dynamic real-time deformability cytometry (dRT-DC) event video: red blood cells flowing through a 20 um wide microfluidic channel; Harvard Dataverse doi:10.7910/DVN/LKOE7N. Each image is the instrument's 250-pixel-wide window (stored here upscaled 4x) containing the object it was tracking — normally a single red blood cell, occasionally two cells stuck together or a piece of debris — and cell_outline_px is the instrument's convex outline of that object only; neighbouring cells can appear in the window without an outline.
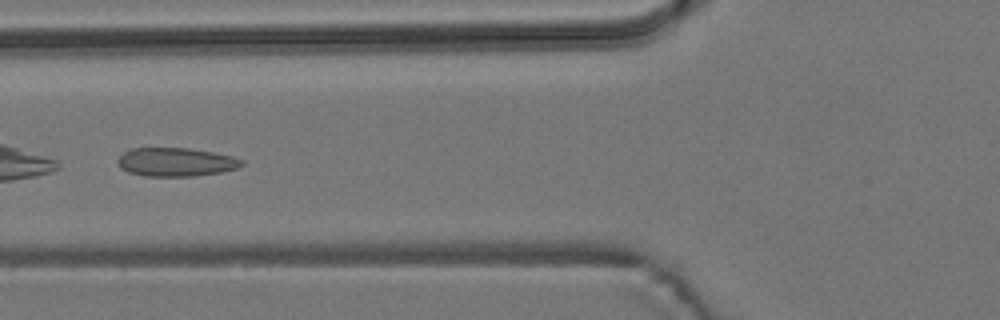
{"species": "common noctule bat (a hibernating species)", "species_latin": "Nyctalus noctula", "temperature_condition": "room temperature", "stored_images_in_passage": 7, "camera_frame_rate_fps": 3000, "um_per_image_px": 0.085, "animal": {"sex": "male", "body_mass_g": 19.2, "forearm_length_mm": 51.8}, "frame": {"image": 1, "passage_image": 5, "time_ms": 4.667, "image_size_px": [1000, 320], "cell_outline_px": [[244, 164], [236, 168], [220, 172], [196, 176], [144, 176], [128, 172], [120, 168], [116, 160], [128, 148], [188, 148], [212, 152], [232, 156], [244, 160]], "centroid_in_image_um": [14.92, 13.77], "position_along_channel_um": 110.9, "area_um2": 20.75}}
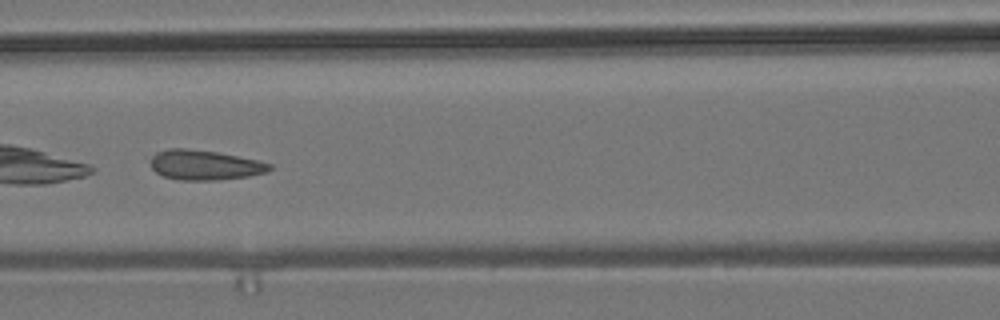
{"frame": {"image": 2, "passage_image": 6, "time_ms": 5.667, "image_size_px": [1000, 320], "cell_outline_px": [[272, 168], [268, 172], [248, 176], [216, 180], [180, 180], [164, 176], [156, 172], [152, 168], [152, 156], [156, 152], [168, 148], [184, 148], [216, 152], [256, 160], [272, 164]], "centroid_in_image_um": [17.4, 14.03], "position_along_channel_um": 149.2, "area_um2": 20.52}}
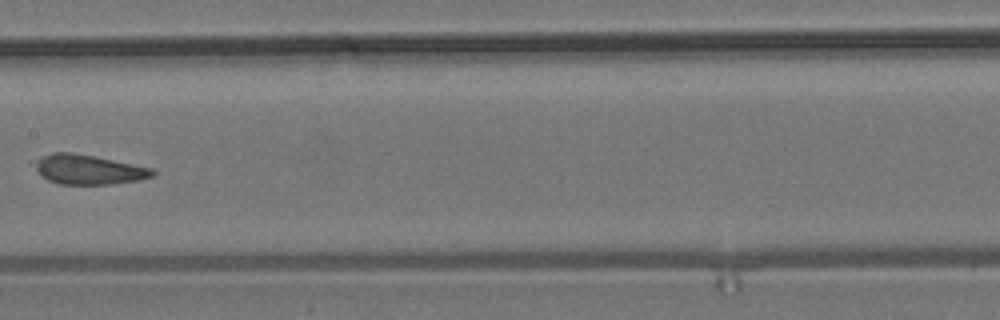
{"frame": {"image": 3, "passage_image": 7, "time_ms": 7.0, "image_size_px": [1000, 320], "cell_outline_px": [[156, 172], [152, 176], [140, 180], [108, 184], [60, 184], [48, 180], [36, 168], [36, 160], [52, 152], [72, 152], [96, 156], [152, 168]], "centroid_in_image_um": [7.56, 14.4], "position_along_channel_um": 199.8, "area_um2": 20.06}}